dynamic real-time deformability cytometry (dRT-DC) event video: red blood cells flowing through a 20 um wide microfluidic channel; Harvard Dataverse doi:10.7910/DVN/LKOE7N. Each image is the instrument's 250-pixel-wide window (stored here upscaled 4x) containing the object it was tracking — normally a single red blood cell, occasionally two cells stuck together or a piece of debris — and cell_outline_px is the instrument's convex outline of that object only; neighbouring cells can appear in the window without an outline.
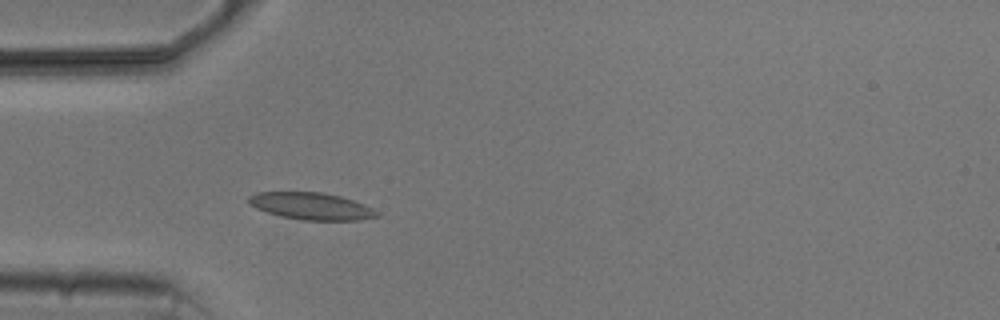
{"species": "common noctule bat (a hibernating species)", "species_latin": "Nyctalus noctula", "temperature_condition": "cold", "stored_images_in_passage": 1, "camera_frame_rate_fps": 3000, "um_per_image_px": 0.085, "animal": {"sex": "male", "body_mass_g": 20.5, "forearm_length_mm": 52.5}, "frame": {"image": 1, "passage_image": 1, "time_ms": 0.0, "image_size_px": [1000, 320], "cell_outline_px": [[380, 216], [360, 220], [300, 220], [280, 216], [256, 208], [248, 204], [248, 196], [256, 192], [324, 192], [340, 196], [364, 204], [380, 212]], "centroid_in_image_um": [26.47, 17.52], "position_along_channel_um": 58.5, "area_um2": 20.35}}